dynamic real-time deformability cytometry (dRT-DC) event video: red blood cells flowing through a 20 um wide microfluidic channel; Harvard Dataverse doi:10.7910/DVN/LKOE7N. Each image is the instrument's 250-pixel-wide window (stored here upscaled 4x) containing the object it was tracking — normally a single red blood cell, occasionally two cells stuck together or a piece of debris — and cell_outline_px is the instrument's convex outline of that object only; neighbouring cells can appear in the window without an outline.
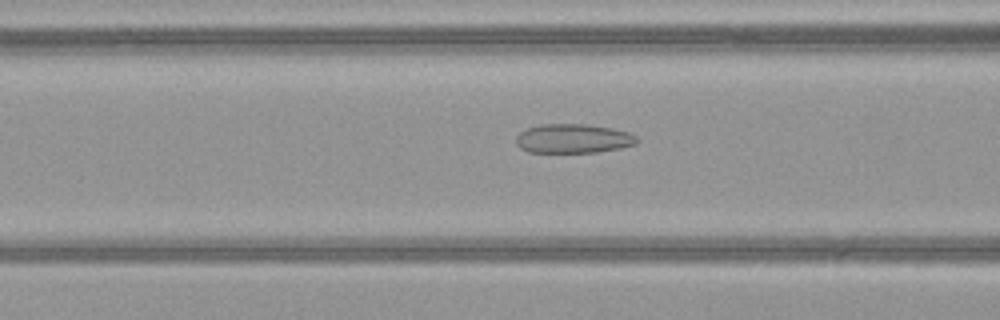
{"species": "common noctule bat (a hibernating species)", "species_latin": "Nyctalus noctula", "temperature_condition": "warm", "stored_images_in_passage": 30, "camera_frame_rate_fps": 3000, "um_per_image_px": 0.085, "animal": {"sex": "female", "body_mass_g": 21.9}, "frame": {"image": 1, "passage_image": 6, "time_ms": 1.667, "image_size_px": [1000, 320], "cell_outline_px": [[640, 140], [636, 144], [620, 148], [596, 152], [528, 152], [520, 148], [516, 144], [516, 136], [520, 132], [528, 128], [540, 124], [588, 124], [612, 128], [628, 132], [636, 136]], "centroid_in_image_um": [48.73, 11.77], "position_along_channel_um": 117.9, "area_um2": 20.63}}
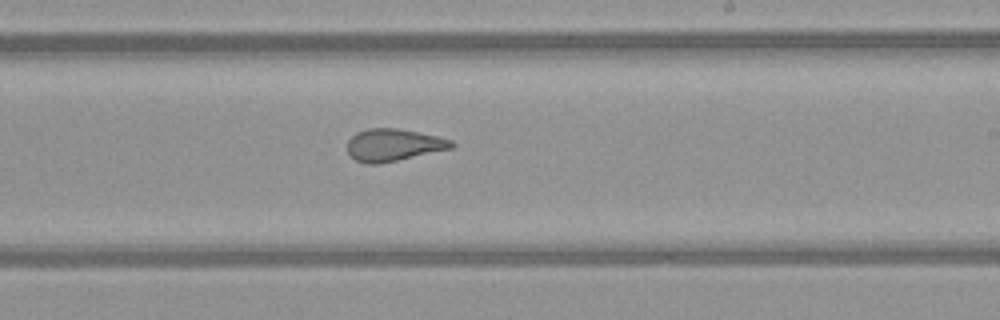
{"frame": {"image": 2, "passage_image": 16, "time_ms": 5.0, "image_size_px": [1000, 320], "cell_outline_px": [[456, 144], [452, 148], [380, 164], [368, 164], [356, 160], [348, 152], [348, 140], [356, 132], [368, 128], [396, 128], [436, 136], [452, 140]], "centroid_in_image_um": [33.43, 12.32], "position_along_channel_um": 255.6, "area_um2": 19.42}}
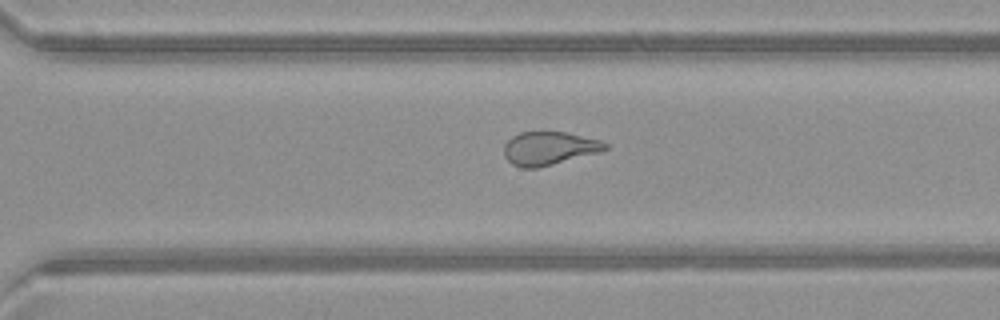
{"frame": {"image": 3, "passage_image": 21, "time_ms": 6.667, "image_size_px": [1000, 320], "cell_outline_px": [[608, 148], [600, 152], [540, 168], [524, 168], [512, 164], [504, 156], [504, 144], [512, 136], [520, 132], [564, 132], [600, 140], [608, 144]], "centroid_in_image_um": [46.67, 12.62], "position_along_channel_um": 323.9, "area_um2": 19.71}, "authors_computed_cell_mechanics": {"area_um2": 20.5768, "velocity_mm_per_s": 4.114, "shape_relaxation_time_tau1_ms": null, "shape_relaxation_time_tau2_ms": 1.351, "deformation_change_tau1": null, "deformation_change_tau2": 0.1035}}